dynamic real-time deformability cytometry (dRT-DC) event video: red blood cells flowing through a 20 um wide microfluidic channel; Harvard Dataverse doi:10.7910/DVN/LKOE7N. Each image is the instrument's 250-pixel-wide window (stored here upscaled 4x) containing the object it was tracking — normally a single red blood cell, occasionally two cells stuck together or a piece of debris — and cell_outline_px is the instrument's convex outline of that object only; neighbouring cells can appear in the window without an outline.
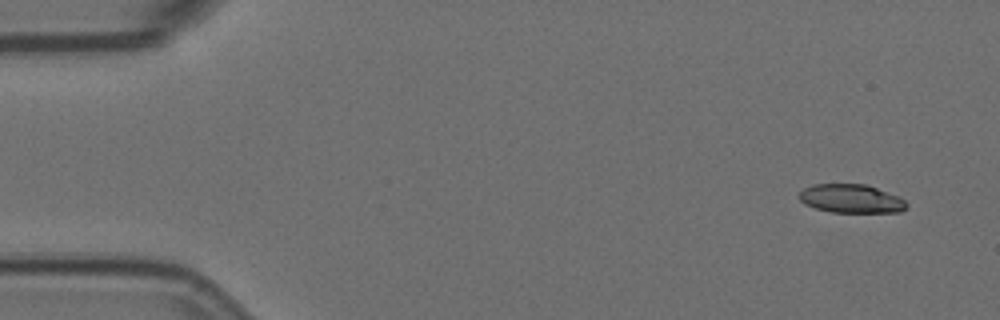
{"species": "Egyptian fruit bat (a non-hibernating species)", "species_latin": "Rousettus aegyptiacus", "temperature_condition": "room temperature", "stored_images_in_passage": 9, "camera_frame_rate_fps": 3000, "um_per_image_px": 0.085, "animal": {"sex": "female"}, "frame": {"image": 1, "passage_image": 1, "time_ms": 0.0, "image_size_px": [1000, 320], "cell_outline_px": [[908, 204], [900, 212], [828, 212], [804, 204], [800, 200], [800, 192], [804, 188], [812, 184], [864, 184], [900, 196]], "centroid_in_image_um": [72.34, 16.88], "position_along_channel_um": 12.7, "area_um2": 17.86}}
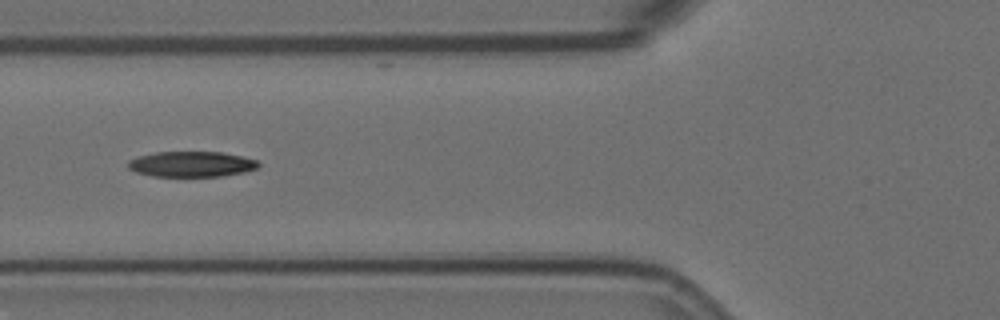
{"frame": {"image": 2, "passage_image": 6, "time_ms": 1.667, "image_size_px": [1000, 320], "cell_outline_px": [[260, 164], [256, 168], [244, 172], [224, 176], [152, 176], [136, 172], [128, 168], [128, 160], [136, 156], [156, 152], [220, 152], [240, 156], [256, 160]], "centroid_in_image_um": [16.23, 13.95], "position_along_channel_um": 109.6, "area_um2": 19.31}}
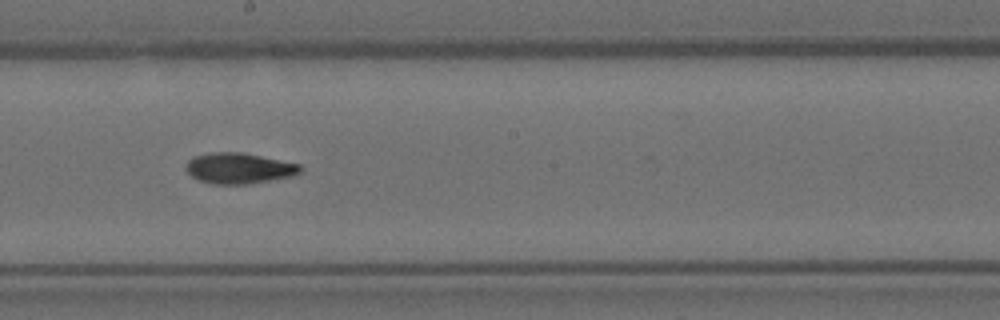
{"frame": {"image": 3, "passage_image": 9, "time_ms": 2.667, "image_size_px": [1000, 320], "cell_outline_px": [[300, 172], [288, 176], [268, 180], [244, 184], [212, 184], [200, 180], [192, 176], [184, 168], [188, 160], [192, 156], [212, 152], [240, 152], [300, 164]], "centroid_in_image_um": [20.23, 14.29], "position_along_channel_um": 228.0, "area_um2": 20.11}}